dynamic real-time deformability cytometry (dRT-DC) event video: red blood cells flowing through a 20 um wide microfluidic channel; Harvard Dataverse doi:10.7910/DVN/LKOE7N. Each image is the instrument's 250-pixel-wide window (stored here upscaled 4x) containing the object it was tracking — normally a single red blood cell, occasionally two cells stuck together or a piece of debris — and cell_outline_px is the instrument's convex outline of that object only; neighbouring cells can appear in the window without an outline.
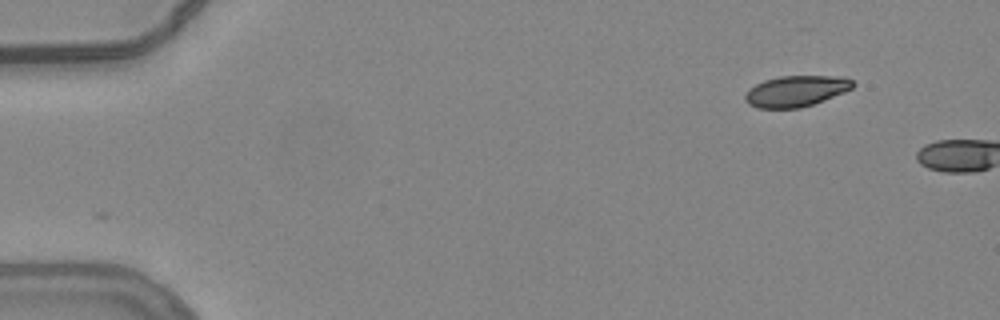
{"species": "common noctule bat (a hibernating species)", "species_latin": "Nyctalus noctula", "temperature_condition": "warm", "stored_images_in_passage": 3, "camera_frame_rate_fps": 3000, "um_per_image_px": 0.085, "animal": {"sex": "female", "body_mass_g": 24.6, "forearm_length_mm": 56.2}, "frame": {"image": 1, "passage_image": 1, "time_ms": 0.0, "image_size_px": [1000, 320], "cell_outline_px": [[856, 84], [852, 88], [844, 92], [824, 100], [800, 108], [756, 108], [748, 104], [744, 100], [744, 96], [748, 88], [764, 80], [780, 76], [840, 76], [852, 80]], "centroid_in_image_um": [67.63, 7.74], "position_along_channel_um": 17.4, "area_um2": 19.54}}